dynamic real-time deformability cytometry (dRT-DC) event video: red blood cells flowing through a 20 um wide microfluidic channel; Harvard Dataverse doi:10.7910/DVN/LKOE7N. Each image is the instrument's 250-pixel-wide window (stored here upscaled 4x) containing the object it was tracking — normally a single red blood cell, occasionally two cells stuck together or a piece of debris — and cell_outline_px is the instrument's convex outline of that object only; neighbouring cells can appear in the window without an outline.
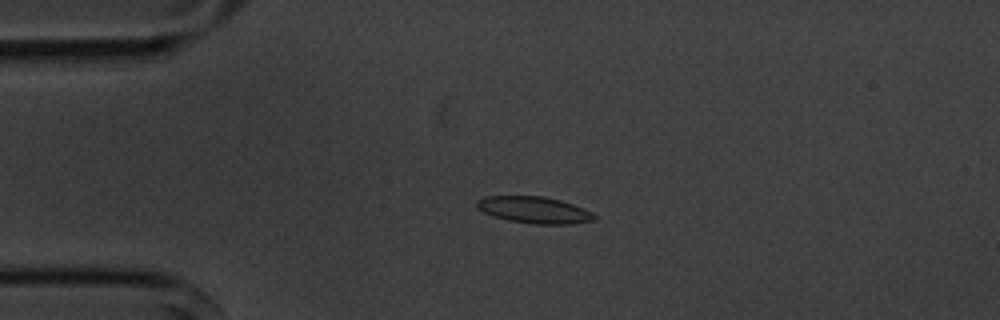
{"species": "common noctule bat (a hibernating species)", "species_latin": "Nyctalus noctula", "temperature_condition": "cold", "stored_images_in_passage": 3, "camera_frame_rate_fps": 3000, "um_per_image_px": 0.085, "animal": {"sex": "male", "body_mass_g": 20.1, "forearm_length_mm": 53.5}, "frame": {"image": 1, "passage_image": 1, "time_ms": 0.0, "image_size_px": [1000, 320], "cell_outline_px": [[596, 220], [568, 224], [536, 224], [508, 220], [484, 212], [476, 208], [476, 200], [484, 196], [544, 196], [560, 200], [584, 208], [592, 212], [596, 216]], "centroid_in_image_um": [45.41, 17.83], "position_along_channel_um": 39.6, "area_um2": 18.21}}
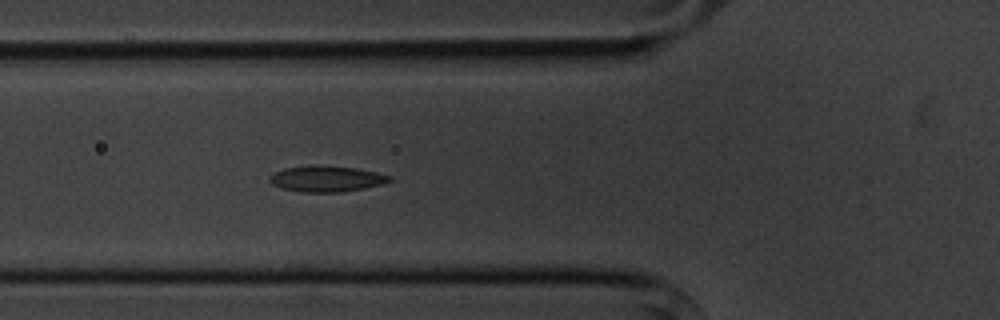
{"frame": {"image": 2, "passage_image": 3, "time_ms": 2.333, "image_size_px": [1000, 320], "cell_outline_px": [[392, 180], [384, 184], [364, 188], [340, 192], [300, 192], [284, 188], [272, 184], [268, 180], [276, 172], [284, 168], [312, 164], [316, 164], [356, 168], [376, 172], [392, 176]], "centroid_in_image_um": [27.78, 15.18], "position_along_channel_um": 98.0, "area_um2": 18.21}}